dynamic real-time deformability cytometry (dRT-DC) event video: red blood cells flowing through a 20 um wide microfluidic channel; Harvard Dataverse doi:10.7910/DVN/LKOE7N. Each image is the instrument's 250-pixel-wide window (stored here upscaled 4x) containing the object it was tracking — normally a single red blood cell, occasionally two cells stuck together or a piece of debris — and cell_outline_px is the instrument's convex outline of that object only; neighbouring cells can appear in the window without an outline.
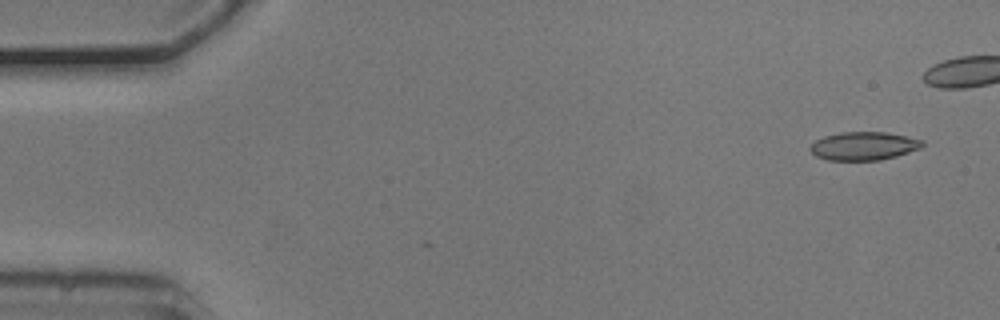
{"species": "common noctule bat (a hibernating species)", "species_latin": "Nyctalus noctula", "temperature_condition": "cold", "stored_images_in_passage": 43, "camera_frame_rate_fps": 3000, "um_per_image_px": 0.085, "animal": {"sex": "male", "body_mass_g": 20.5, "forearm_length_mm": 52.5}, "frame": {"image": 1, "passage_image": 2, "time_ms": 0.333, "image_size_px": [1000, 320], "cell_outline_px": [[924, 144], [920, 148], [896, 156], [880, 160], [828, 160], [816, 156], [808, 148], [816, 140], [824, 136], [840, 132], [884, 132], [924, 140]], "centroid_in_image_um": [73.4, 12.41], "position_along_channel_um": 11.6, "area_um2": 18.38}}
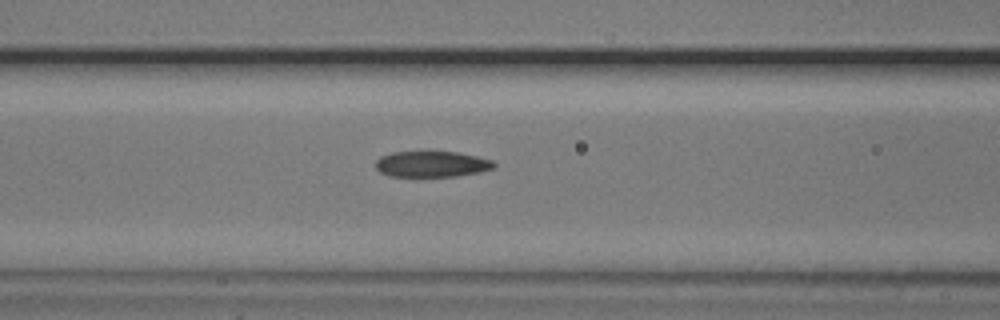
{"frame": {"image": 2, "passage_image": 21, "time_ms": 6.667, "image_size_px": [1000, 320], "cell_outline_px": [[496, 168], [480, 172], [456, 176], [388, 176], [380, 172], [376, 168], [376, 160], [380, 156], [392, 152], [424, 148], [428, 148], [460, 152], [492, 160], [496, 164]], "centroid_in_image_um": [36.69, 13.88], "position_along_channel_um": 129.9, "area_um2": 18.96}}
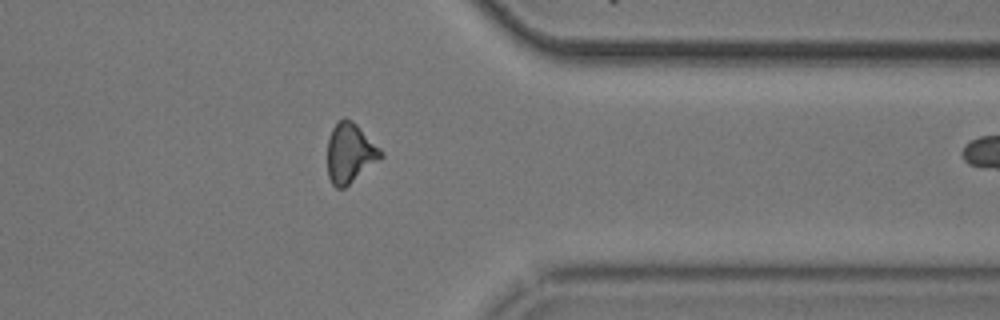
{"frame": {"image": 3, "passage_image": 42, "time_ms": 13.667, "image_size_px": [1000, 320], "cell_outline_px": [[384, 156], [380, 160], [344, 188], [336, 188], [332, 184], [328, 176], [328, 140], [332, 128], [344, 116], [352, 120], [384, 152]], "centroid_in_image_um": [29.76, 13.01], "position_along_channel_um": 381.6, "area_um2": 18.55}}